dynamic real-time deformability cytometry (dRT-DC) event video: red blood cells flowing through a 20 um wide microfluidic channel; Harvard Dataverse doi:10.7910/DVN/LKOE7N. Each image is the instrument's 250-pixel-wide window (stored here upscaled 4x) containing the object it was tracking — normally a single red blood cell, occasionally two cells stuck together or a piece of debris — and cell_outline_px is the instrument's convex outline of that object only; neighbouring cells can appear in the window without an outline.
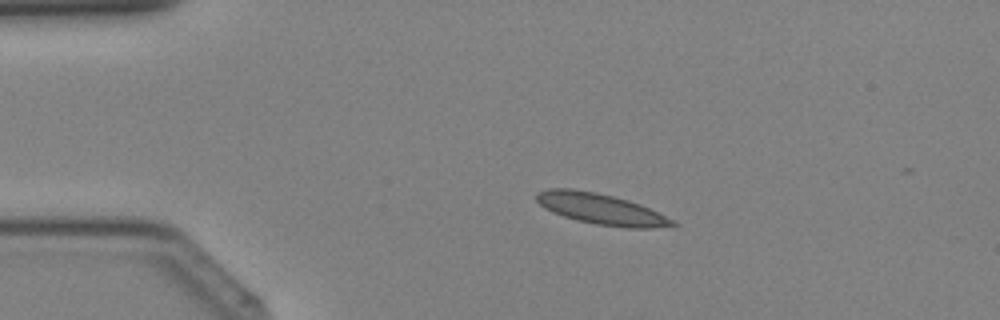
{"species": "Egyptian fruit bat (a non-hibernating species)", "species_latin": "Rousettus aegyptiacus", "temperature_condition": "cold", "stored_images_in_passage": 6, "camera_frame_rate_fps": 3000, "um_per_image_px": 0.085, "animal": {"sex": "female"}, "frame": {"image": 1, "passage_image": 2, "time_ms": 0.333, "image_size_px": [1000, 320], "cell_outline_px": [[680, 224], [652, 228], [628, 228], [596, 224], [564, 216], [552, 212], [544, 208], [536, 200], [536, 192], [548, 188], [572, 188], [596, 192], [628, 200], [640, 204], [676, 220]], "centroid_in_image_um": [51.09, 17.75], "position_along_channel_um": 33.9, "area_um2": 24.45}}